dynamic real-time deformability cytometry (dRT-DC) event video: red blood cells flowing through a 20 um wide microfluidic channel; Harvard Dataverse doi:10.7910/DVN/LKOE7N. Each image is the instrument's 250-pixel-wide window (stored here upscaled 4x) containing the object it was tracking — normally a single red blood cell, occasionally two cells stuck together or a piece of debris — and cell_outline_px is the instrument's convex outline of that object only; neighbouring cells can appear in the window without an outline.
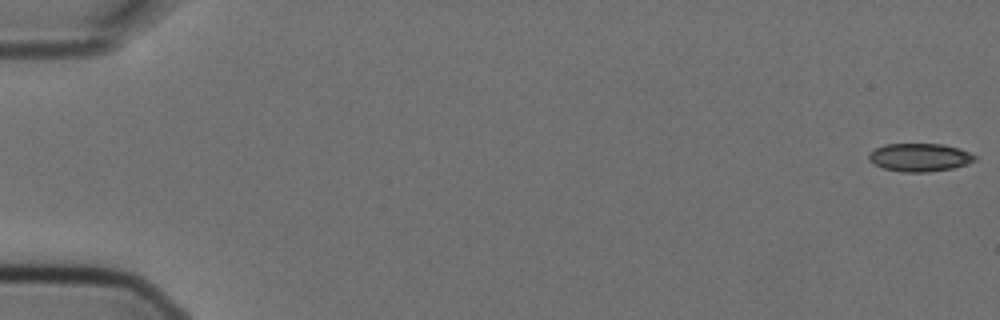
{"species": "Egyptian fruit bat (a non-hibernating species)", "species_latin": "Rousettus aegyptiacus", "temperature_condition": "cold", "stored_images_in_passage": 7, "camera_frame_rate_fps": 3000, "um_per_image_px": 0.085, "animal": {"sex": "female"}, "frame": {"image": 1, "passage_image": 1, "time_ms": 0.0, "image_size_px": [1000, 320], "cell_outline_px": [[976, 160], [968, 164], [952, 168], [928, 172], [904, 172], [884, 168], [868, 160], [868, 156], [876, 148], [884, 144], [940, 144], [960, 148], [976, 156]], "centroid_in_image_um": [78.2, 13.37], "position_along_channel_um": 6.8, "area_um2": 17.22}}
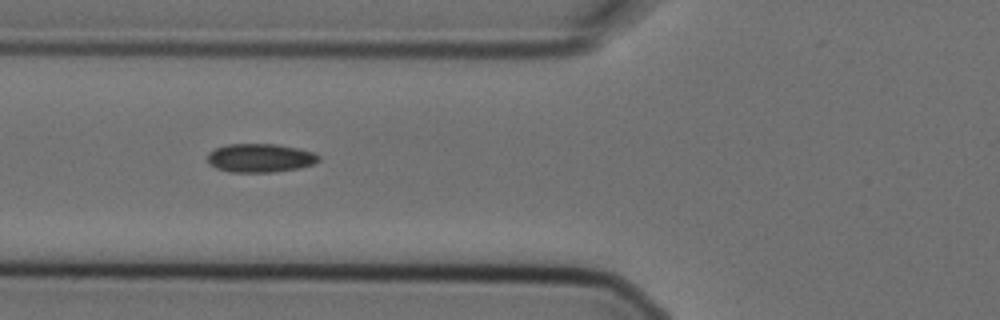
{"frame": {"image": 2, "passage_image": 6, "time_ms": 1.667, "image_size_px": [1000, 320], "cell_outline_px": [[320, 160], [312, 164], [300, 168], [272, 172], [228, 172], [216, 168], [208, 164], [208, 152], [224, 144], [276, 144], [296, 148], [312, 152], [320, 156]], "centroid_in_image_um": [22.08, 13.43], "position_along_channel_um": 103.7, "area_um2": 18.61}}
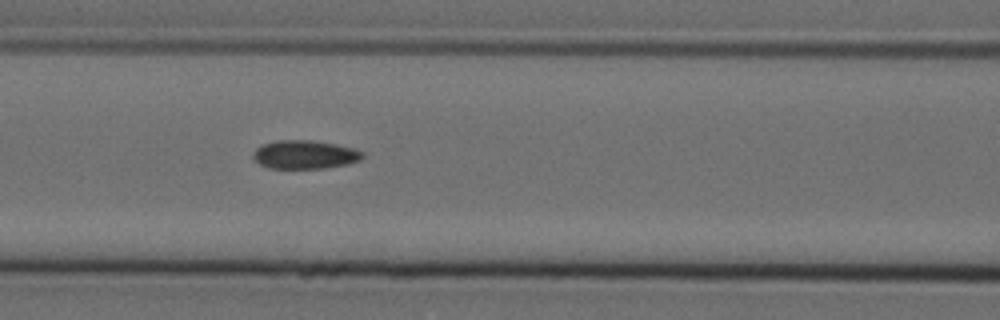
{"frame": {"image": 3, "passage_image": 7, "time_ms": 2.0, "image_size_px": [1000, 320], "cell_outline_px": [[364, 156], [360, 160], [348, 164], [324, 168], [268, 168], [260, 164], [252, 156], [252, 152], [260, 144], [276, 140], [312, 140], [336, 144], [356, 148], [364, 152]], "centroid_in_image_um": [25.91, 13.13], "position_along_channel_um": 140.7, "area_um2": 18.44}}